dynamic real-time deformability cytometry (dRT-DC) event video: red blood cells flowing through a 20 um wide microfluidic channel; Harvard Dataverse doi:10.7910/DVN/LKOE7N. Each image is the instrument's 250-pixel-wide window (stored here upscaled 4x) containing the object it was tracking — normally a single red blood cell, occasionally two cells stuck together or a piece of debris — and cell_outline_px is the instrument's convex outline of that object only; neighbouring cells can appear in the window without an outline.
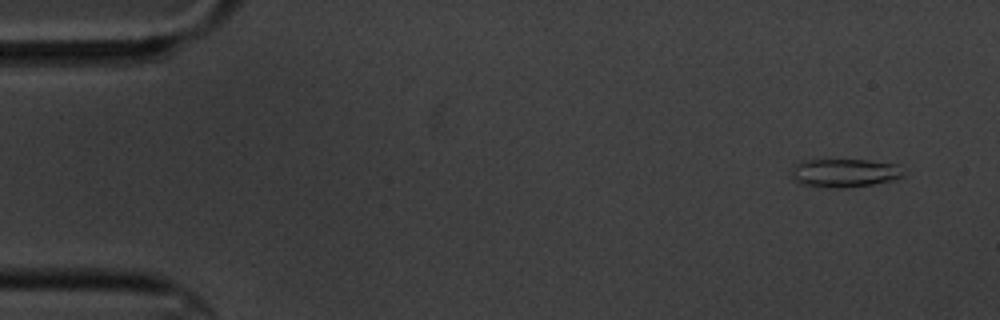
{"species": "common noctule bat (a hibernating species)", "species_latin": "Nyctalus noctula", "temperature_condition": "cold", "stored_images_in_passage": 5, "camera_frame_rate_fps": 3000, "um_per_image_px": 0.085, "animal": {"sex": "male", "body_mass_g": 20.1, "forearm_length_mm": 53.5}, "frame": {"image": 1, "passage_image": 1, "time_ms": 0.0, "image_size_px": [1000, 320], "cell_outline_px": [[908, 172], [904, 176], [896, 180], [872, 184], [844, 188], [828, 188], [800, 184], [792, 180], [788, 176], [788, 172], [800, 160], [868, 160], [896, 164]], "centroid_in_image_um": [71.76, 14.71], "position_along_channel_um": 13.2, "area_um2": 19.19}}
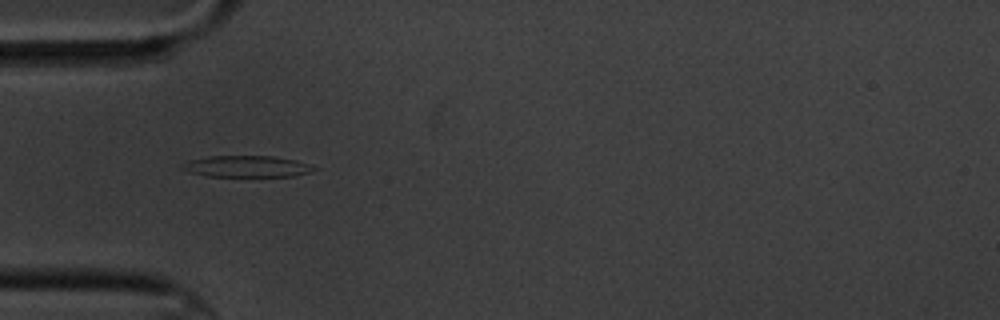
{"frame": {"image": 2, "passage_image": 4, "time_ms": 4.667, "image_size_px": [1000, 320], "cell_outline_px": [[320, 168], [296, 176], [208, 176], [188, 172], [180, 168], [180, 164], [188, 160], [208, 156], [272, 156], [296, 160]], "centroid_in_image_um": [20.93, 14.14], "position_along_channel_um": 64.1, "area_um2": 16.53}}